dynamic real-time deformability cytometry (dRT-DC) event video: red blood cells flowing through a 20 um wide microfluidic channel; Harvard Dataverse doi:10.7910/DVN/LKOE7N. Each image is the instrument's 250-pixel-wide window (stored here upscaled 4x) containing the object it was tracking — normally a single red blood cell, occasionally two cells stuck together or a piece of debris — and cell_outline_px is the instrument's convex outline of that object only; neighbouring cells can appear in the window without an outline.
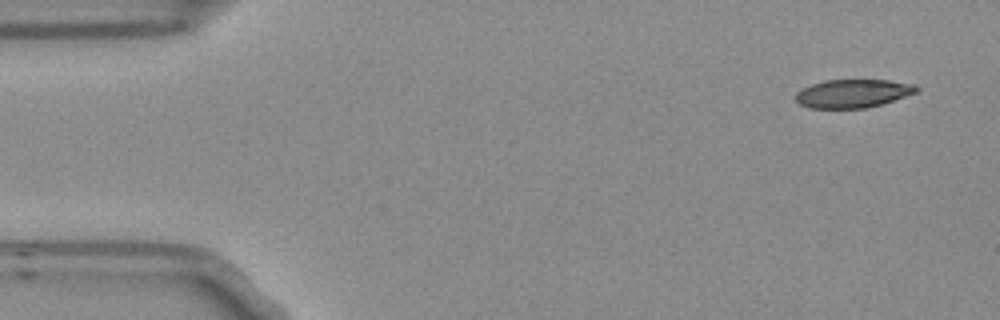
{"species": "Egyptian fruit bat (a non-hibernating species)", "species_latin": "Rousettus aegyptiacus", "temperature_condition": "room temperature", "stored_images_in_passage": 4, "camera_frame_rate_fps": 3000, "um_per_image_px": 0.085, "frame": {"image": 1, "passage_image": 1, "time_ms": 0.0, "image_size_px": [1000, 320], "cell_outline_px": [[920, 88], [916, 92], [880, 104], [864, 108], [808, 108], [800, 104], [796, 100], [796, 92], [812, 84], [824, 80], [888, 80], [912, 84]], "centroid_in_image_um": [72.46, 7.94], "position_along_channel_um": 12.5, "area_um2": 19.65}}
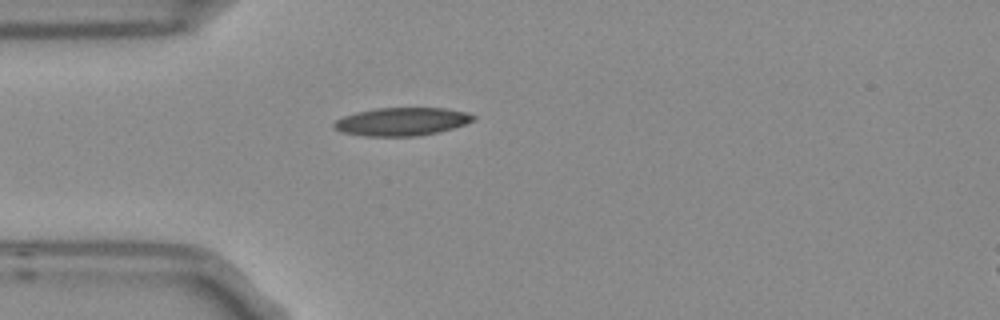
{"frame": {"image": 2, "passage_image": 4, "time_ms": 1.0, "image_size_px": [1000, 320], "cell_outline_px": [[476, 120], [452, 128], [436, 132], [416, 136], [364, 136], [340, 132], [332, 128], [332, 124], [336, 120], [344, 116], [356, 112], [376, 108], [444, 108], [464, 112], [476, 116]], "centroid_in_image_um": [34.1, 10.34], "position_along_channel_um": 50.9, "area_um2": 22.77}}